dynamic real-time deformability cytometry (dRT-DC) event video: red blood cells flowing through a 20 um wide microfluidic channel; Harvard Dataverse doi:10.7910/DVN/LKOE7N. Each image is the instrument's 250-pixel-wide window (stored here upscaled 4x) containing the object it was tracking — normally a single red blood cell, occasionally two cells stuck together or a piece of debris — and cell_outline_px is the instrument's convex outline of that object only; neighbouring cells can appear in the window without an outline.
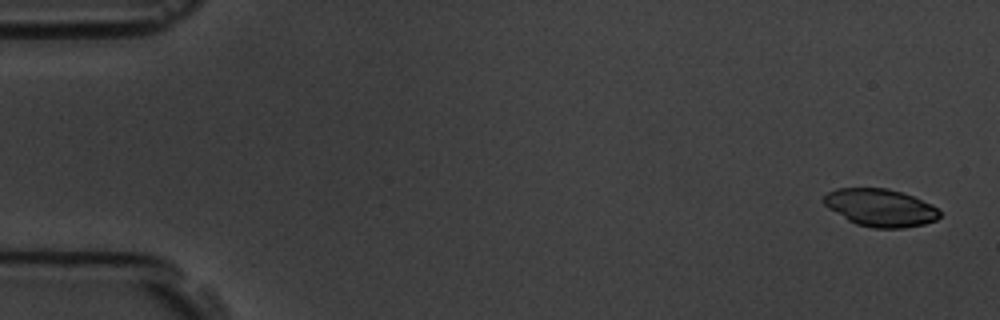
{"species": "common noctule bat (a hibernating species)", "species_latin": "Nyctalus noctula", "temperature_condition": "room temperature", "stored_images_in_passage": 5, "camera_frame_rate_fps": 3000, "um_per_image_px": 0.085, "animal": {"sex": "male", "body_mass_g": 19.5, "forearm_length_mm": 54.6}, "frame": {"image": 1, "passage_image": 1, "time_ms": 0.0, "image_size_px": [1000, 320], "cell_outline_px": [[940, 216], [936, 220], [924, 224], [904, 228], [872, 228], [856, 224], [848, 220], [828, 208], [820, 200], [828, 192], [836, 188], [888, 188], [912, 196], [932, 204], [940, 212]], "centroid_in_image_um": [74.81, 17.65], "position_along_channel_um": 10.2, "area_um2": 25.43}}
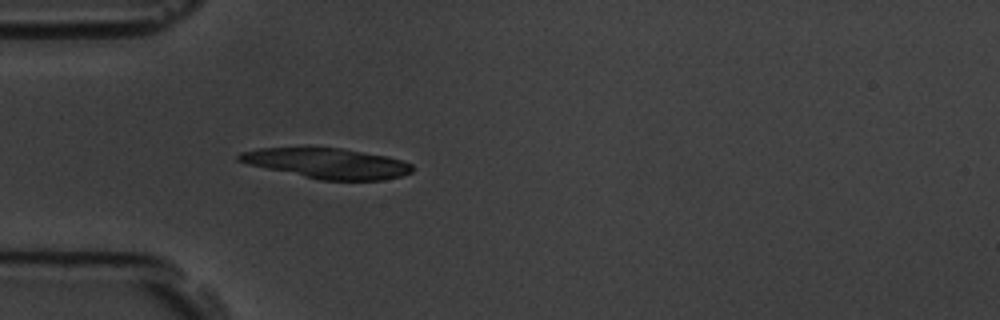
{"frame": {"image": 2, "passage_image": 5, "time_ms": 4.667, "image_size_px": [1000, 320], "cell_outline_px": [[412, 172], [400, 176], [384, 180], [320, 180], [248, 164], [236, 160], [236, 156], [240, 152], [260, 148], [308, 144], [340, 148], [388, 156], [412, 164]], "centroid_in_image_um": [27.73, 13.83], "position_along_channel_um": 57.3, "area_um2": 31.44}}